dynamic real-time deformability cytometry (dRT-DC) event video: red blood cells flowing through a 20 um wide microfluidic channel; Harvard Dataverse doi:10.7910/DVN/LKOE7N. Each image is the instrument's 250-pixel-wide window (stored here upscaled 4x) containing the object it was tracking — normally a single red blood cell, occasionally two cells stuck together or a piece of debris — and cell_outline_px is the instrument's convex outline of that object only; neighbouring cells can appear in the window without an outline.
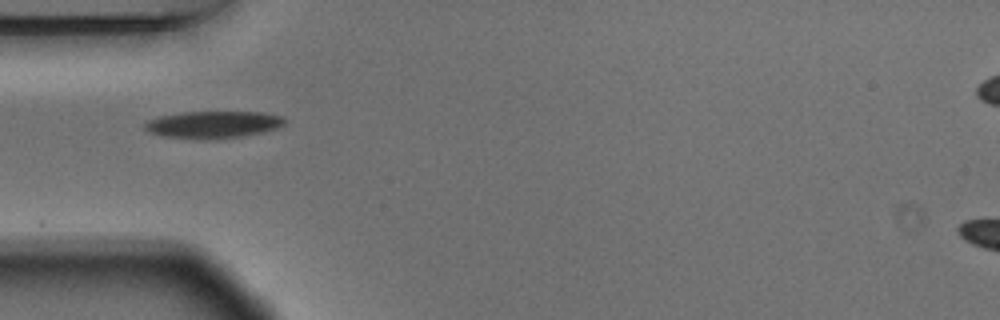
{"species": "Egyptian fruit bat (a non-hibernating species)", "species_latin": "Rousettus aegyptiacus", "temperature_condition": "warm", "stored_images_in_passage": 39, "camera_frame_rate_fps": 3000, "um_per_image_px": 0.085, "animal": {"sex": "male"}, "frame": {"image": 1, "passage_image": 1, "time_ms": 0.0, "image_size_px": [1000, 320], "cell_outline_px": [[284, 124], [276, 128], [264, 132], [244, 136], [212, 140], [196, 140], [160, 136], [148, 132], [144, 128], [144, 124], [148, 120], [160, 116], [184, 112], [260, 112], [284, 116]], "centroid_in_image_um": [18.08, 10.61], "position_along_channel_um": 66.9, "area_um2": 22.48}}
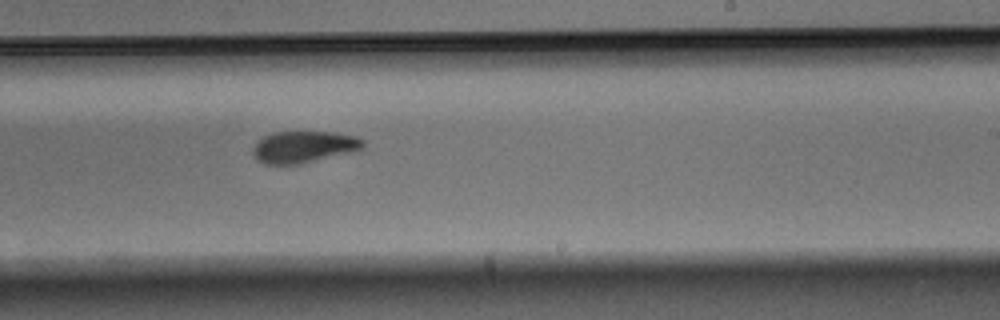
{"frame": {"image": 2, "passage_image": 17, "time_ms": 5.333, "image_size_px": [1000, 320], "cell_outline_px": [[364, 148], [300, 164], [264, 164], [256, 160], [252, 156], [252, 148], [256, 140], [272, 132], [332, 132], [356, 136], [364, 140]], "centroid_in_image_um": [25.74, 12.48], "position_along_channel_um": 263.3, "area_um2": 20.4}}
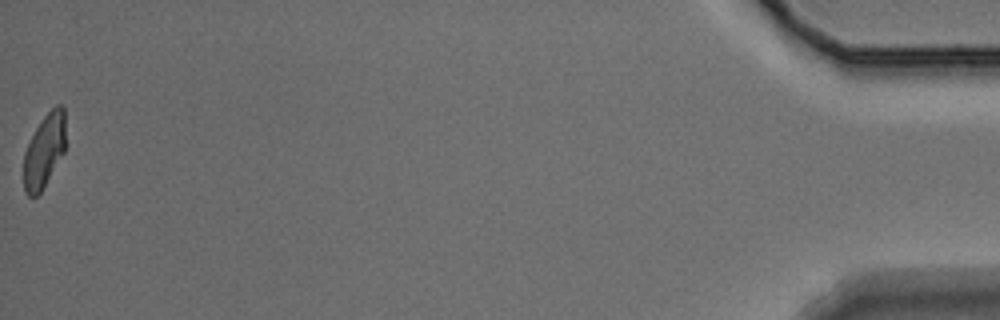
{"frame": {"image": 3, "passage_image": 39, "time_ms": 12.667, "image_size_px": [1000, 320], "cell_outline_px": [[64, 152], [40, 192], [36, 196], [28, 196], [24, 192], [24, 152], [36, 128], [44, 116], [56, 104], [60, 104], [64, 108]], "centroid_in_image_um": [3.75, 12.81], "position_along_channel_um": 431.5, "area_um2": 17.57}, "authors_computed_cell_mechanics": {"area_um2": 20.4034, "velocity_mm_per_s": 3.6741, "shape_relaxation_time_tau1_ms": 3.0129, "shape_relaxation_time_tau2_ms": 5.4879, "deformation_change_tau1": 0.1307, "deformation_change_tau2": 0.104}}